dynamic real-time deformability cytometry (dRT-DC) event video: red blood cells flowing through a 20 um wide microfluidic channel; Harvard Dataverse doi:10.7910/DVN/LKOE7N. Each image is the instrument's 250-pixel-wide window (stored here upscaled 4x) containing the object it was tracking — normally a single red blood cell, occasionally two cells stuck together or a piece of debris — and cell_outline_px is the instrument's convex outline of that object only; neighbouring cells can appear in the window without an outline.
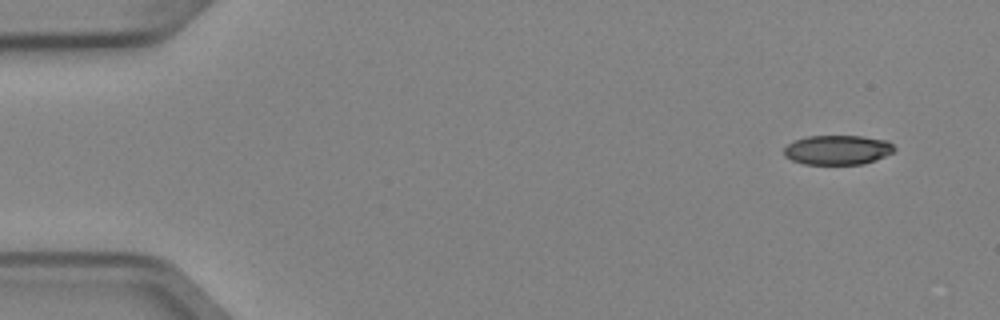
{"species": "Egyptian fruit bat (a non-hibernating species)", "species_latin": "Rousettus aegyptiacus", "temperature_condition": "cold", "stored_images_in_passage": 5, "camera_frame_rate_fps": 3000, "um_per_image_px": 0.085, "animal": {"sex": "female"}, "frame": {"image": 1, "passage_image": 1, "time_ms": 0.0, "image_size_px": [1000, 320], "cell_outline_px": [[896, 152], [876, 160], [864, 164], [804, 164], [792, 160], [784, 156], [784, 148], [792, 140], [808, 136], [864, 136], [888, 140], [896, 148]], "centroid_in_image_um": [71.23, 12.74], "position_along_channel_um": 13.8, "area_um2": 19.31}}
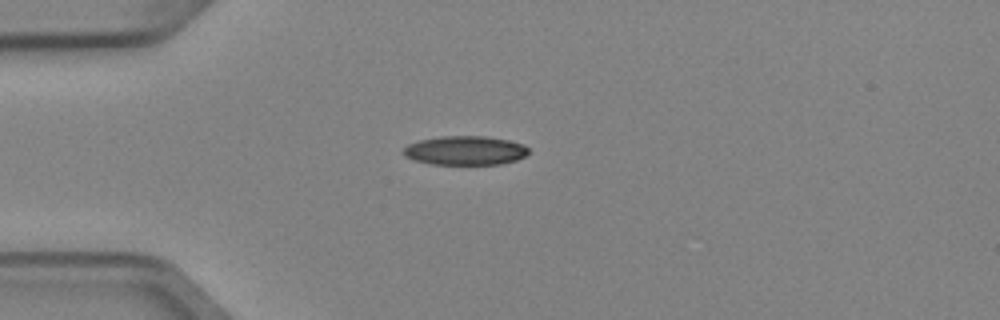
{"frame": {"image": 2, "passage_image": 4, "time_ms": 1.0, "image_size_px": [1000, 320], "cell_outline_px": [[528, 152], [524, 156], [516, 160], [500, 164], [432, 164], [416, 160], [404, 156], [400, 152], [408, 144], [420, 140], [440, 136], [484, 136], [508, 140], [524, 144], [528, 148]], "centroid_in_image_um": [39.52, 12.79], "position_along_channel_um": 45.5, "area_um2": 21.15}}
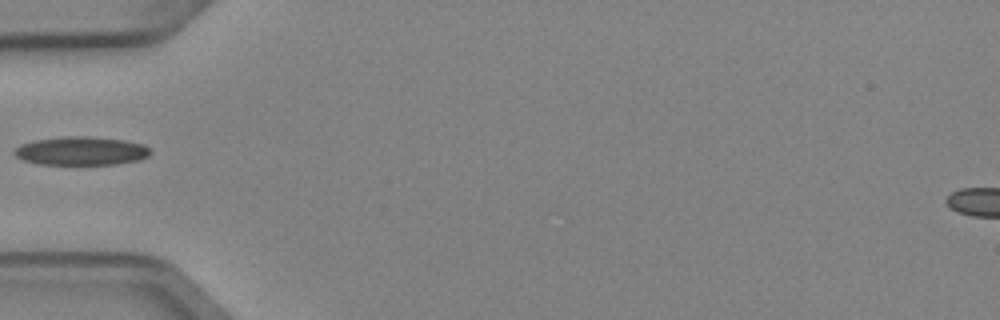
{"frame": {"image": 3, "passage_image": 5, "time_ms": 1.333, "image_size_px": [1000, 320], "cell_outline_px": [[152, 152], [148, 156], [136, 160], [116, 164], [40, 164], [24, 160], [16, 156], [12, 152], [20, 144], [36, 140], [68, 136], [88, 136], [124, 140], [144, 144]], "centroid_in_image_um": [6.9, 12.82], "position_along_channel_um": 78.1, "area_um2": 22.43}}